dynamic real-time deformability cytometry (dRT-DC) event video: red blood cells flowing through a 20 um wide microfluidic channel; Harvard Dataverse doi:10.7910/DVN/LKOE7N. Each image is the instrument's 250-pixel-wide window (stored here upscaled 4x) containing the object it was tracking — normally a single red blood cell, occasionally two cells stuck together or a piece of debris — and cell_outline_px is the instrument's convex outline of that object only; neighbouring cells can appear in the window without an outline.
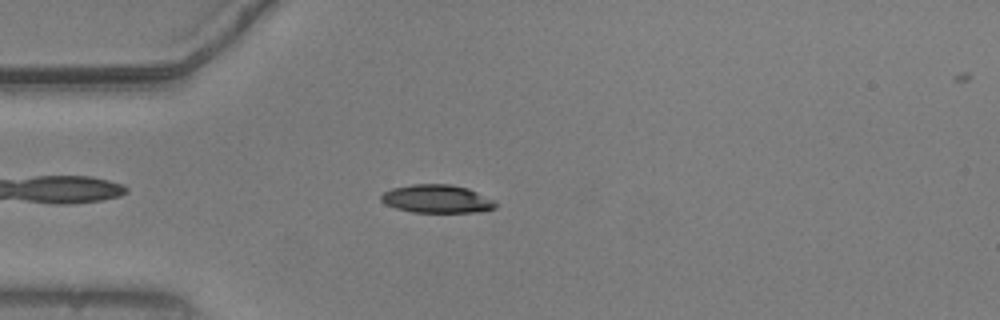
{"species": "common noctule bat (a hibernating species)", "species_latin": "Nyctalus noctula", "temperature_condition": "warm", "stored_images_in_passage": 46, "camera_frame_rate_fps": 3000, "um_per_image_px": 0.085, "animal": {"sex": "male", "body_mass_g": 20.5, "forearm_length_mm": 52.5}, "frame": {"image": 1, "passage_image": 6, "time_ms": 1.667, "image_size_px": [1000, 320], "cell_outline_px": [[496, 208], [480, 212], [412, 212], [396, 208], [384, 204], [380, 200], [380, 196], [384, 192], [392, 188], [412, 184], [452, 184], [468, 188], [492, 200], [496, 204]], "centroid_in_image_um": [37.1, 16.9], "position_along_channel_um": 47.9, "area_um2": 18.79}}
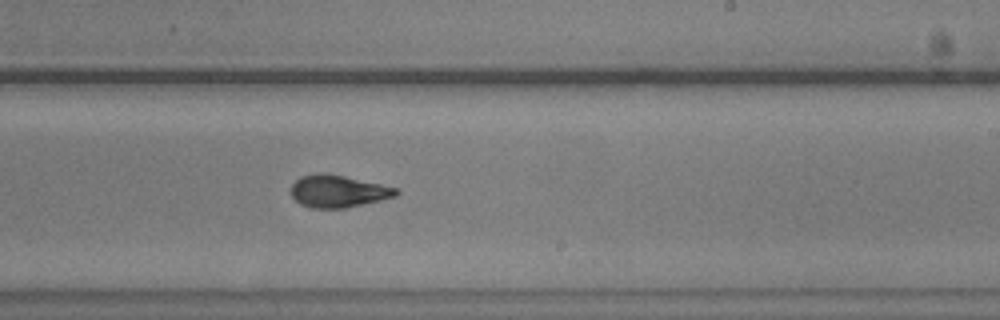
{"frame": {"image": 2, "passage_image": 24, "time_ms": 7.667, "image_size_px": [1000, 320], "cell_outline_px": [[400, 192], [396, 196], [380, 200], [344, 208], [312, 208], [300, 204], [292, 196], [292, 184], [300, 176], [320, 172], [324, 172], [344, 176], [380, 184], [396, 188]], "centroid_in_image_um": [28.71, 16.25], "position_along_channel_um": 260.3, "area_um2": 19.59}}
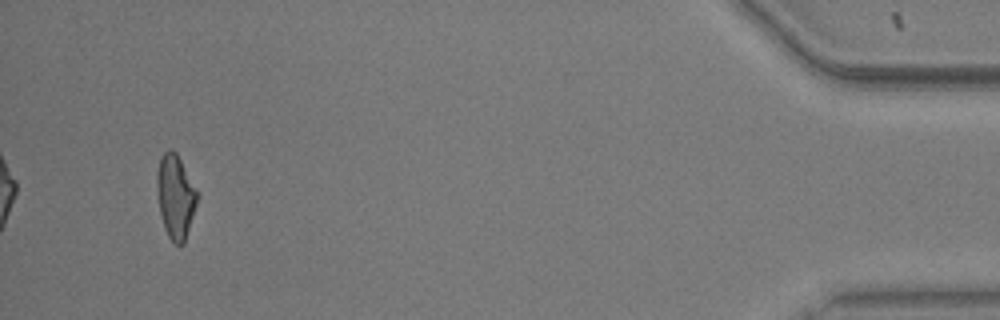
{"frame": {"image": 3, "passage_image": 43, "time_ms": 14.0, "image_size_px": [1000, 320], "cell_outline_px": [[200, 196], [184, 244], [176, 244], [168, 236], [164, 228], [160, 212], [156, 188], [156, 176], [160, 156], [168, 148], [176, 152], [196, 188]], "centroid_in_image_um": [14.92, 16.69], "position_along_channel_um": 420.3, "area_um2": 19.88}, "authors_computed_cell_mechanics": {"area_um2": 19.4786, "velocity_mm_per_s": 3.7548, "shape_relaxation_time_tau1_ms": 4.2134, "shape_relaxation_time_tau2_ms": 1.9653, "deformation_change_tau1": 0.1811, "deformation_change_tau2": 0.0943}}